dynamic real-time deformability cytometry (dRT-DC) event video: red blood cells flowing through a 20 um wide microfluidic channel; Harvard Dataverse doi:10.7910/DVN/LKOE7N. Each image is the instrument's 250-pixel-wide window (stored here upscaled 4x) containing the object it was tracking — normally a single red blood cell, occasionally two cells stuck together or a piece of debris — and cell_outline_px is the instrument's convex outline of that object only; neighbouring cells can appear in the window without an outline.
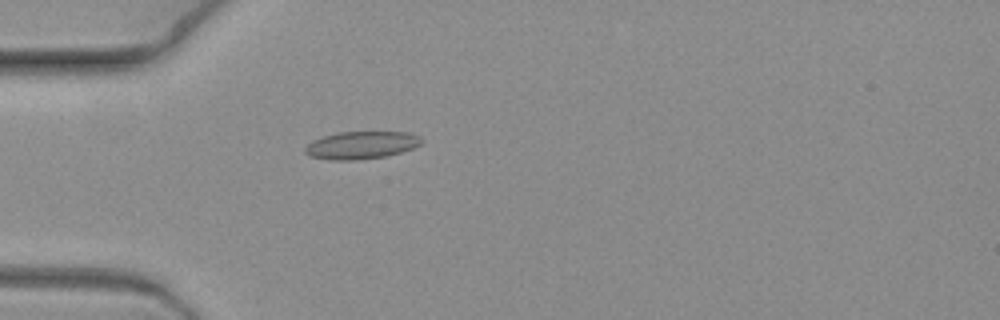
{"species": "common noctule bat (a hibernating species)", "species_latin": "Nyctalus noctula", "temperature_condition": "warm", "stored_images_in_passage": 5, "camera_frame_rate_fps": 3000, "um_per_image_px": 0.085, "animal": {"sex": "female", "body_mass_g": 19.3, "forearm_length_mm": 54.1}, "frame": {"image": 1, "passage_image": 2, "time_ms": 0.333, "image_size_px": [1000, 320], "cell_outline_px": [[424, 140], [420, 144], [412, 148], [388, 156], [352, 160], [336, 160], [312, 156], [304, 152], [304, 148], [312, 140], [324, 136], [340, 132], [408, 132], [420, 136]], "centroid_in_image_um": [30.74, 12.33], "position_along_channel_um": 54.3, "area_um2": 18.55}}
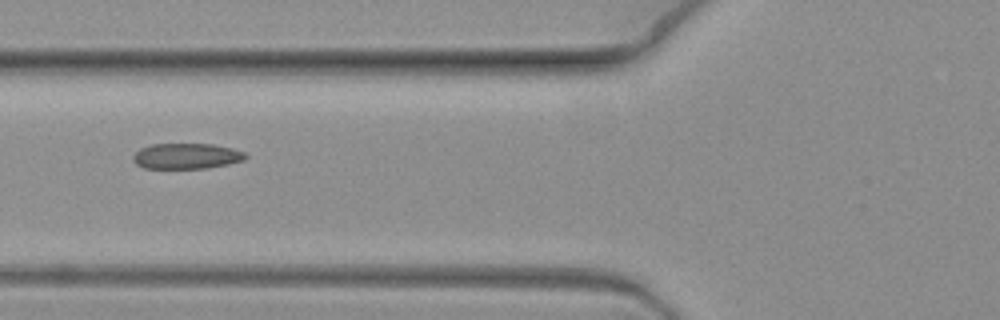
{"frame": {"image": 2, "passage_image": 4, "time_ms": 1.0, "image_size_px": [1000, 320], "cell_outline_px": [[248, 156], [244, 160], [228, 164], [208, 168], [144, 168], [136, 164], [132, 160], [132, 156], [140, 148], [152, 144], [212, 144], [232, 148], [244, 152]], "centroid_in_image_um": [15.84, 13.27], "position_along_channel_um": 110.0, "area_um2": 16.82}}